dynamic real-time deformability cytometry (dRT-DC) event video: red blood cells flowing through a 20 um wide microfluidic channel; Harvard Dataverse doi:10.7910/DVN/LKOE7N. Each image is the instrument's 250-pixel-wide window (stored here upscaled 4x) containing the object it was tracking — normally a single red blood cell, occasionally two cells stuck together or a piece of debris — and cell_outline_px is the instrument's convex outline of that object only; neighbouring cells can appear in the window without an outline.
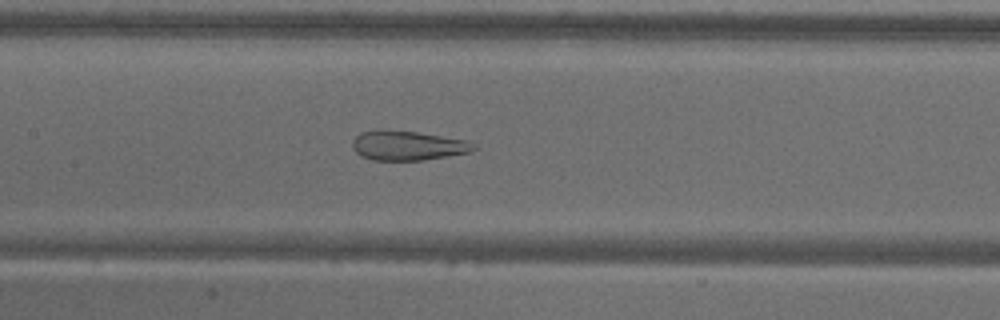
{"species": "common noctule bat (a hibernating species)", "species_latin": "Nyctalus noctula", "temperature_condition": "warm", "stored_images_in_passage": 56, "camera_frame_rate_fps": 3000, "um_per_image_px": 0.085, "animal": {"sex": "male", "body_mass_g": 18.8}, "frame": {"image": 1, "passage_image": 27, "time_ms": 8.667, "image_size_px": [1000, 320], "cell_outline_px": [[476, 148], [472, 152], [424, 160], [372, 160], [360, 156], [352, 148], [352, 140], [360, 132], [416, 132], [468, 140], [476, 144]], "centroid_in_image_um": [34.71, 12.41], "position_along_channel_um": 172.7, "area_um2": 20.46}}
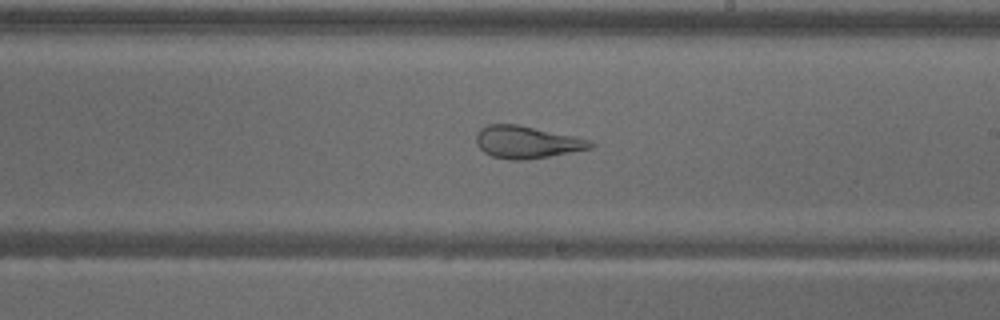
{"frame": {"image": 2, "passage_image": 33, "time_ms": 10.667, "image_size_px": [1000, 320], "cell_outline_px": [[596, 144], [592, 148], [548, 156], [524, 160], [512, 160], [492, 156], [484, 152], [476, 144], [476, 132], [480, 128], [488, 124], [516, 124], [592, 140]], "centroid_in_image_um": [44.75, 12.08], "position_along_channel_um": 244.2, "area_um2": 21.39}}
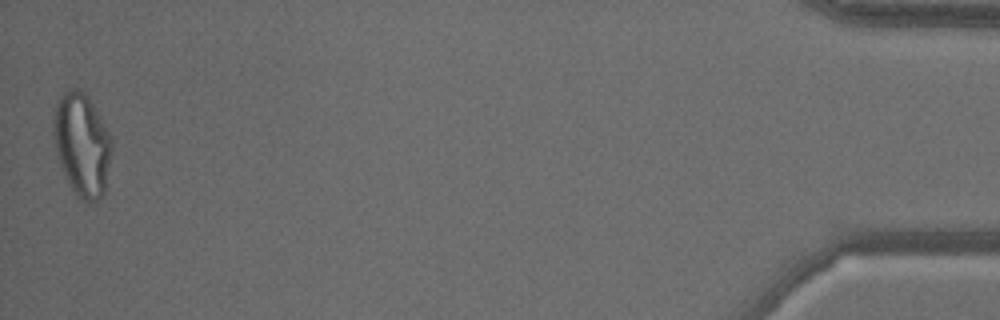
{"frame": {"image": 3, "passage_image": 56, "time_ms": 18.333, "image_size_px": [1000, 320], "cell_outline_px": [[112, 148], [104, 192], [96, 204], [84, 204], [80, 200], [68, 184], [60, 168], [52, 136], [52, 120], [56, 104], [60, 96], [68, 88], [76, 88], [84, 92], [88, 96], [108, 132], [112, 140]], "centroid_in_image_um": [6.93, 12.34], "position_along_channel_um": 428.3, "area_um2": 35.55}, "authors_computed_cell_mechanics": {"area_um2": 29.5936, "velocity_mm_per_s": 3.5917, "shape_relaxation_time_tau1_ms": null, "shape_relaxation_time_tau2_ms": 1.6407, "deformation_change_tau1": null, "deformation_change_tau2": 0.1164}}